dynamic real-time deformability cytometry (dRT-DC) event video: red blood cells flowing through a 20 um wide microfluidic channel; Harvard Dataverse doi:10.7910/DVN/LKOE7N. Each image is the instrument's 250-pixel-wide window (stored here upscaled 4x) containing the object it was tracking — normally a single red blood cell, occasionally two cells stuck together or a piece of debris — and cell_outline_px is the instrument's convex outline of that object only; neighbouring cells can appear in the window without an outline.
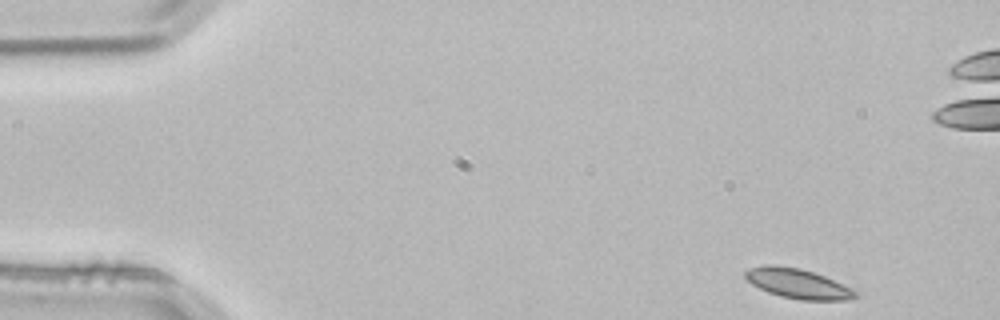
{"species": "common noctule bat (a hibernating species)", "species_latin": "Nyctalus noctula", "temperature_condition": "room temperature", "stored_images_in_passage": 3, "camera_frame_rate_fps": 3000, "um_per_image_px": 0.085, "animal": {"sex": "male", "body_mass_g": 21.5, "forearm_length_mm": 52.0}, "frame": {"image": 1, "passage_image": 1, "time_ms": 0.0, "image_size_px": [1000, 320], "cell_outline_px": [[860, 296], [848, 300], [800, 300], [780, 296], [768, 292], [752, 284], [744, 276], [744, 272], [748, 268], [764, 264], [776, 264], [800, 268], [824, 276], [852, 288]], "centroid_in_image_um": [67.8, 24.09], "position_along_channel_um": 17.2, "area_um2": 19.25}}